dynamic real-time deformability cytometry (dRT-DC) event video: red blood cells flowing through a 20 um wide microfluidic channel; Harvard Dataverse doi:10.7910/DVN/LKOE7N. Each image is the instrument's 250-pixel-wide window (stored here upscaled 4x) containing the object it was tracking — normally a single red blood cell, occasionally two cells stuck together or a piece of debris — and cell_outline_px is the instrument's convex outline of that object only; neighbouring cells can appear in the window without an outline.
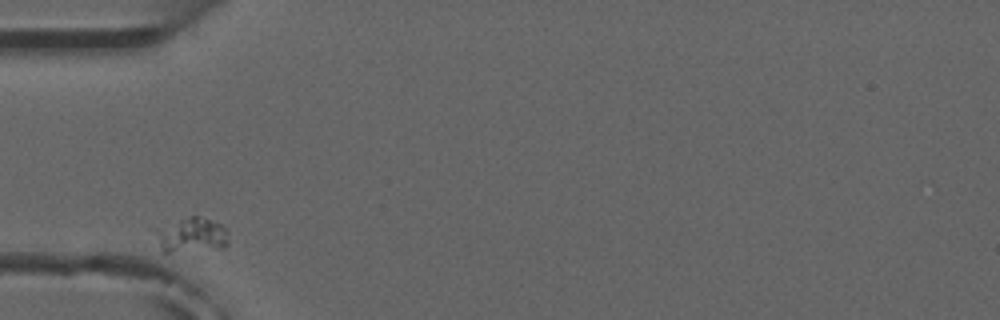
{"species": "common noctule bat (a hibernating species)", "species_latin": "Nyctalus noctula", "temperature_condition": "room temperature", "stored_images_in_passage": 2, "camera_frame_rate_fps": 3000, "um_per_image_px": 0.085, "animal": {"sex": "male", "forearm_length_mm": 52.5}, "frame": {"image": 1, "passage_image": 1, "time_ms": 0.0, "image_size_px": [1000, 320], "cell_outline_px": [[228, 244], [224, 248], [168, 252], [160, 252], [148, 228], [192, 216], [200, 216], [212, 220], [220, 224], [224, 228], [228, 240]], "centroid_in_image_um": [16.1, 19.98], "position_along_channel_um": 68.9, "area_um2": 15.55}}